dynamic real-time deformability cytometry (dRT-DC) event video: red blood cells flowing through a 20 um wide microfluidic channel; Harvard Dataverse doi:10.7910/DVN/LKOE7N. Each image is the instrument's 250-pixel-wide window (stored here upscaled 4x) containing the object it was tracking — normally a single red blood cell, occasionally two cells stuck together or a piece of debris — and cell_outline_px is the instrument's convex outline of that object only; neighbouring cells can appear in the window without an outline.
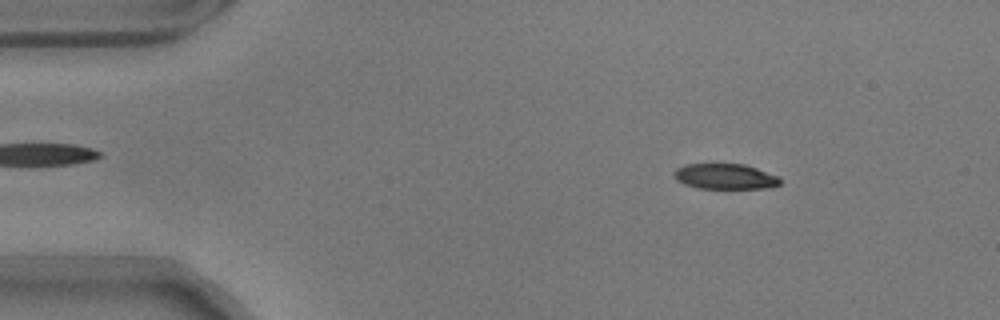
{"species": "common noctule bat (a hibernating species)", "species_latin": "Nyctalus noctula", "temperature_condition": "warm", "stored_images_in_passage": 52, "camera_frame_rate_fps": 3000, "um_per_image_px": 0.085, "animal": {"sex": "male", "body_mass_g": 17.9}, "frame": {"image": 1, "passage_image": 4, "time_ms": 1.0, "image_size_px": [1000, 320], "cell_outline_px": [[780, 184], [772, 188], [696, 188], [684, 184], [676, 180], [672, 172], [676, 168], [684, 164], [744, 164], [780, 176]], "centroid_in_image_um": [61.62, 15.0], "position_along_channel_um": 23.4, "area_um2": 15.9}}
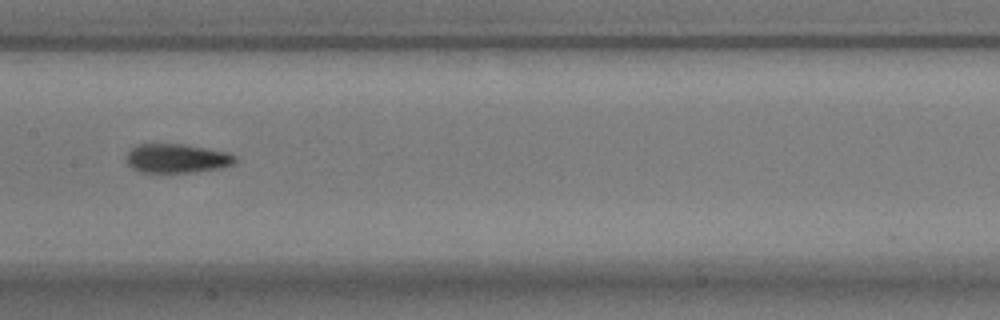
{"frame": {"image": 2, "passage_image": 24, "time_ms": 7.667, "image_size_px": [1000, 320], "cell_outline_px": [[236, 160], [232, 164], [216, 168], [196, 172], [144, 172], [132, 168], [128, 164], [128, 152], [136, 144], [184, 144], [208, 148], [228, 152], [236, 156]], "centroid_in_image_um": [15.04, 13.45], "position_along_channel_um": 192.4, "area_um2": 18.21}}
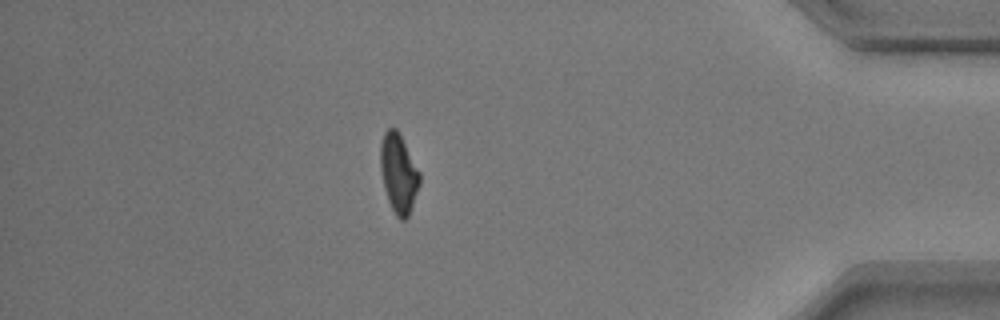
{"frame": {"image": 3, "passage_image": 45, "time_ms": 14.667, "image_size_px": [1000, 320], "cell_outline_px": [[420, 184], [408, 216], [404, 220], [400, 220], [396, 216], [388, 200], [384, 188], [380, 168], [380, 144], [384, 132], [388, 128], [396, 128], [420, 172]], "centroid_in_image_um": [33.87, 14.73], "position_along_channel_um": 401.3, "area_um2": 17.92}, "authors_computed_cell_mechanics": {"area_um2": 18.1781, "velocity_mm_per_s": 3.5854, "shape_relaxation_time_tau1_ms": 4.1997, "shape_relaxation_time_tau2_ms": 2.6524, "deformation_change_tau1": 0.1676, "deformation_change_tau2": 0.0962}}